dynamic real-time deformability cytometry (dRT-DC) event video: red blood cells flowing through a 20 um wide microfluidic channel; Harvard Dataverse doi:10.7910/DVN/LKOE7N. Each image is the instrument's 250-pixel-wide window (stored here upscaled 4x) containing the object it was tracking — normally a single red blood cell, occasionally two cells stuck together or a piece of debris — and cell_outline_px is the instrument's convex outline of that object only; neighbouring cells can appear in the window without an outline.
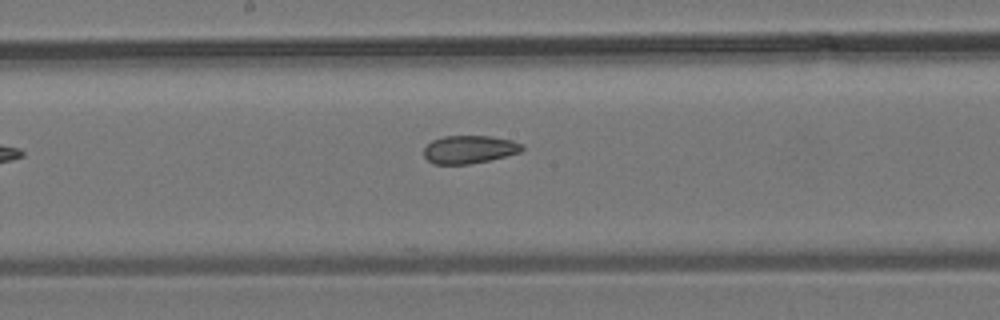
{"species": "common noctule bat (a hibernating species)", "species_latin": "Nyctalus noctula", "temperature_condition": "room temperature", "stored_images_in_passage": 5, "camera_frame_rate_fps": 3000, "um_per_image_px": 0.085, "animal": {"sex": "male", "body_mass_g": 19.2, "forearm_length_mm": 51.8}, "frame": {"image": 1, "passage_image": 5, "time_ms": 4.667, "image_size_px": [1000, 320], "cell_outline_px": [[524, 148], [520, 152], [472, 164], [432, 164], [424, 156], [424, 148], [432, 140], [444, 136], [492, 136], [512, 140], [524, 144]], "centroid_in_image_um": [39.89, 12.7], "position_along_channel_um": 208.3, "area_um2": 16.07}}